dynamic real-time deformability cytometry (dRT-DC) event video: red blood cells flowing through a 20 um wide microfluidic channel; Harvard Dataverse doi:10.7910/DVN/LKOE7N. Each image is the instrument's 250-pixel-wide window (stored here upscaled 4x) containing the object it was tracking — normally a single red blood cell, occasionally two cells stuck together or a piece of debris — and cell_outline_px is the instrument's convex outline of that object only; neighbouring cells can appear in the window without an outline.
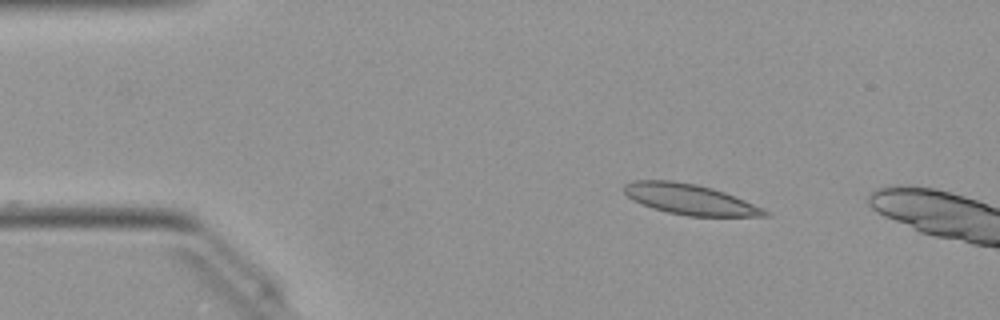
{"species": "Egyptian fruit bat (a non-hibernating species)", "species_latin": "Rousettus aegyptiacus", "temperature_condition": "warm", "stored_images_in_passage": 5, "camera_frame_rate_fps": 3000, "um_per_image_px": 0.085, "animal": {"sex": "female"}, "frame": {"image": 1, "passage_image": 1, "time_ms": 0.0, "image_size_px": [1000, 320], "cell_outline_px": [[772, 216], [688, 216], [668, 212], [652, 208], [640, 204], [632, 200], [624, 192], [624, 184], [632, 180], [672, 180], [696, 184], [712, 188], [724, 192], [764, 208]], "centroid_in_image_um": [58.61, 16.94], "position_along_channel_um": 26.4, "area_um2": 25.03}}